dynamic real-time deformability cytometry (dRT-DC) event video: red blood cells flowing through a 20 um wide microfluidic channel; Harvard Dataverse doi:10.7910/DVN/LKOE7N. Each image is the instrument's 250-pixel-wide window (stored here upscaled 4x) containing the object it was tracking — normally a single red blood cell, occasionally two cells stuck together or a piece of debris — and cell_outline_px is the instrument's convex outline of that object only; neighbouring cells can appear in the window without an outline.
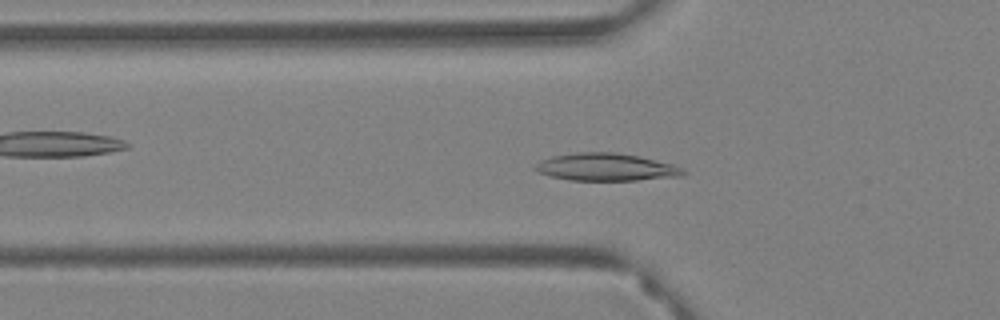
{"species": "Egyptian fruit bat (a non-hibernating species)", "species_latin": "Rousettus aegyptiacus", "temperature_condition": "warm", "stored_images_in_passage": 62, "segment_of_instrument_passage": [1, 2], "camera_frame_rate_fps": 3000, "um_per_image_px": 0.085, "animal": {"sex": "female"}, "frame": {"image": 1, "passage_image": 21, "time_ms": 6.667, "image_size_px": [1000, 320], "cell_outline_px": [[688, 172], [684, 176], [636, 180], [568, 180], [548, 176], [536, 172], [532, 168], [540, 160], [552, 156], [576, 152], [616, 152], [640, 156], [672, 164]], "centroid_in_image_um": [51.48, 14.2], "position_along_channel_um": 74.3, "area_um2": 23.99}}
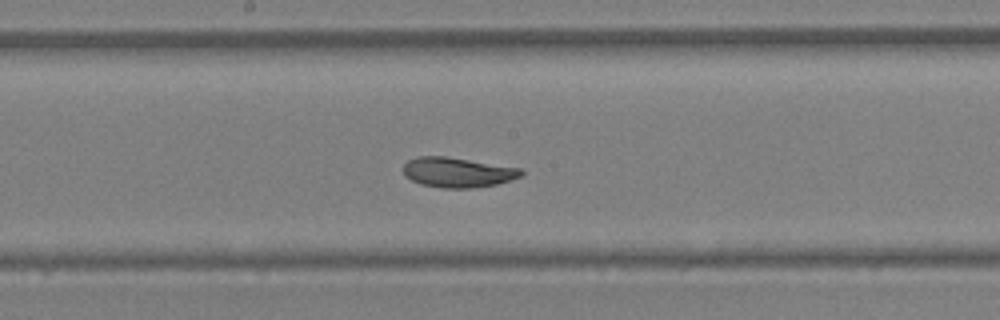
{"frame": {"image": 2, "passage_image": 33, "time_ms": 10.667, "image_size_px": [1000, 320], "cell_outline_px": [[524, 176], [512, 180], [496, 184], [472, 188], [444, 188], [420, 184], [404, 176], [404, 164], [408, 160], [416, 156], [448, 156], [520, 168], [524, 172]], "centroid_in_image_um": [38.91, 14.64], "position_along_channel_um": 209.3, "area_um2": 20.75}}
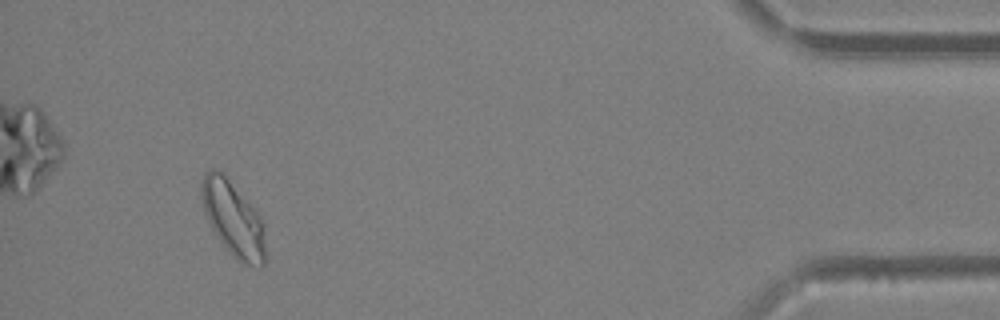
{"frame": {"image": 3, "passage_image": 57, "time_ms": 18.667, "image_size_px": [1000, 320], "cell_outline_px": [[264, 264], [260, 268], [240, 264], [220, 244], [204, 212], [200, 196], [200, 180], [204, 172], [212, 168], [216, 168], [224, 172], [260, 216], [264, 224]], "centroid_in_image_um": [19.78, 18.59], "position_along_channel_um": 415.4, "area_um2": 28.67}}